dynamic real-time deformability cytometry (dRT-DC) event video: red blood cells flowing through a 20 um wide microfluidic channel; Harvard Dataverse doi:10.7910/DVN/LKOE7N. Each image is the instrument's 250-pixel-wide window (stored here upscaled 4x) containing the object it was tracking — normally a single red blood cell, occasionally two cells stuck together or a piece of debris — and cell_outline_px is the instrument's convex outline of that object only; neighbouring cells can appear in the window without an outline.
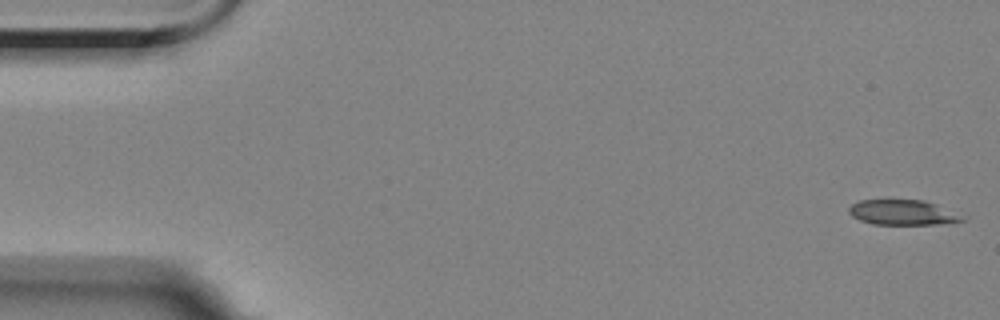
{"species": "Egyptian fruit bat (a non-hibernating species)", "species_latin": "Rousettus aegyptiacus", "temperature_condition": "room temperature", "stored_images_in_passage": 15, "camera_frame_rate_fps": 3000, "um_per_image_px": 0.085, "animal": {"sex": "female"}, "frame": {"image": 1, "passage_image": 1, "time_ms": 0.0, "image_size_px": [1000, 320], "cell_outline_px": [[964, 220], [940, 224], [872, 224], [860, 220], [852, 216], [848, 212], [848, 208], [852, 204], [860, 200], [924, 200], [936, 204]], "centroid_in_image_um": [76.59, 18.05], "position_along_channel_um": 8.4, "area_um2": 16.07}}
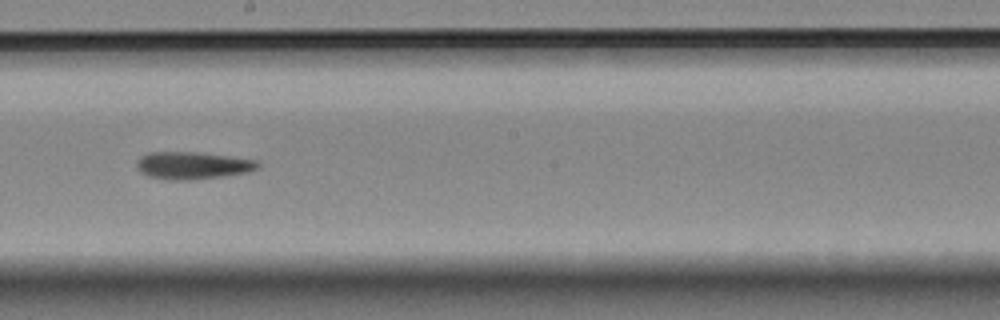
{"frame": {"image": 2, "passage_image": 9, "time_ms": 10.0, "image_size_px": [1000, 320], "cell_outline_px": [[260, 168], [248, 172], [220, 176], [184, 180], [176, 180], [148, 176], [140, 172], [136, 168], [136, 164], [140, 156], [148, 152], [196, 152], [228, 156], [256, 160], [260, 164]], "centroid_in_image_um": [16.35, 14.05], "position_along_channel_um": 231.9, "area_um2": 19.13}}
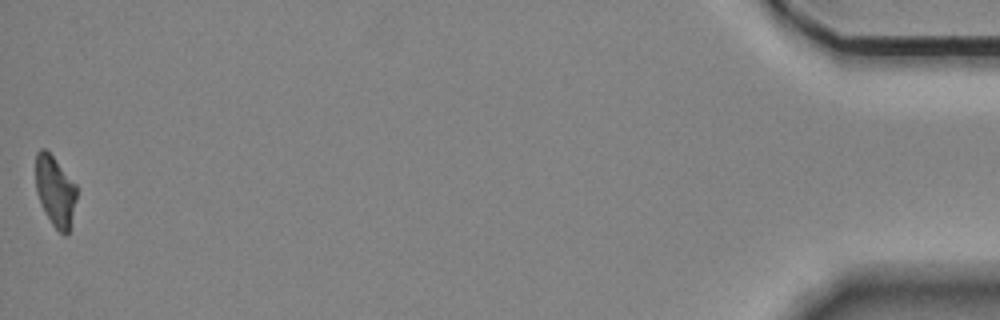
{"frame": {"image": 3, "passage_image": 15, "time_ms": 18.333, "image_size_px": [1000, 320], "cell_outline_px": [[76, 200], [68, 232], [64, 236], [52, 224], [40, 204], [36, 192], [36, 152], [40, 148], [44, 148], [52, 156], [76, 184]], "centroid_in_image_um": [4.67, 16.23], "position_along_channel_um": 430.5, "area_um2": 16.59}, "authors_computed_cell_mechanics": {"area_um2": 18.6116, "velocity_mm_per_s": 3.5376, "shape_relaxation_time_tau1_ms": null, "shape_relaxation_time_tau2_ms": 1.9119, "deformation_change_tau1": null, "deformation_change_tau2": 0.0777}}